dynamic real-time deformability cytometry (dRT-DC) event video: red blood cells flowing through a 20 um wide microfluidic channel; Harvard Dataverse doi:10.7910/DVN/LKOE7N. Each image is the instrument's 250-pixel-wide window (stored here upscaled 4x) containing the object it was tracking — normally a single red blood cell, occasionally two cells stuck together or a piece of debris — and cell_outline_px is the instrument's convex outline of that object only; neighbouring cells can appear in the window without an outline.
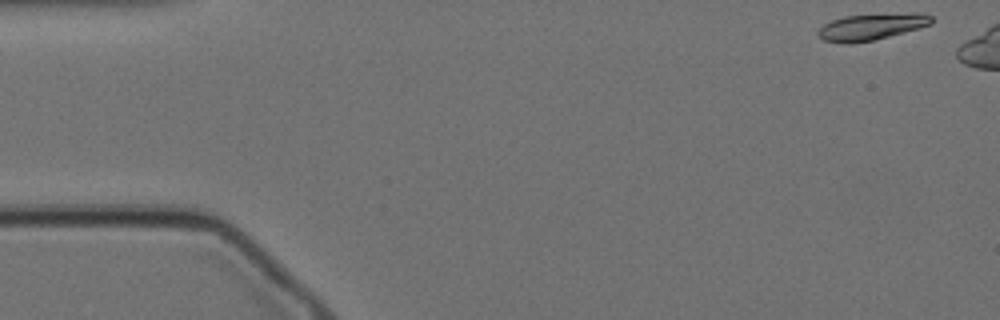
{"species": "Egyptian fruit bat (a non-hibernating species)", "species_latin": "Rousettus aegyptiacus", "temperature_condition": "cold", "stored_images_in_passage": 48, "camera_frame_rate_fps": 3000, "um_per_image_px": 0.085, "animal": {"sex": "female"}, "frame": {"image": 1, "passage_image": 1, "time_ms": 0.0, "image_size_px": [1000, 320], "cell_outline_px": [[932, 24], [920, 28], [872, 40], [848, 44], [844, 44], [824, 40], [816, 32], [824, 24], [832, 20], [844, 16], [912, 12], [924, 12], [932, 16]], "centroid_in_image_um": [74.11, 2.26], "position_along_channel_um": 10.9, "area_um2": 17.57}}
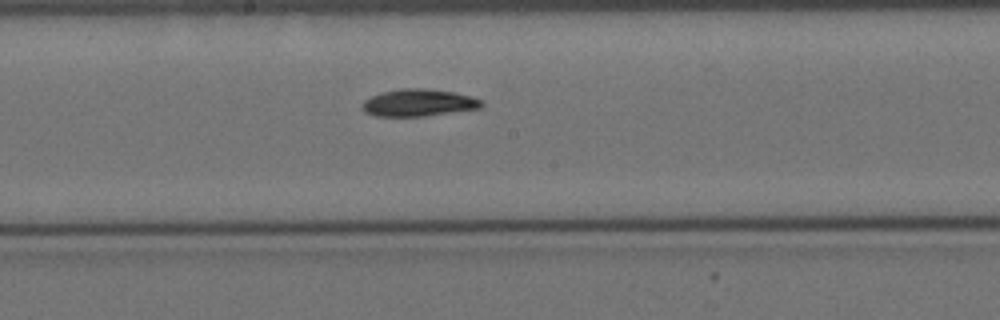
{"frame": {"image": 2, "passage_image": 28, "time_ms": 9.0, "image_size_px": [1000, 320], "cell_outline_px": [[484, 104], [480, 108], [424, 116], [376, 116], [364, 112], [360, 108], [360, 104], [364, 100], [380, 92], [400, 88], [424, 88], [456, 92], [480, 100]], "centroid_in_image_um": [35.51, 8.73], "position_along_channel_um": 212.7, "area_um2": 18.96}}
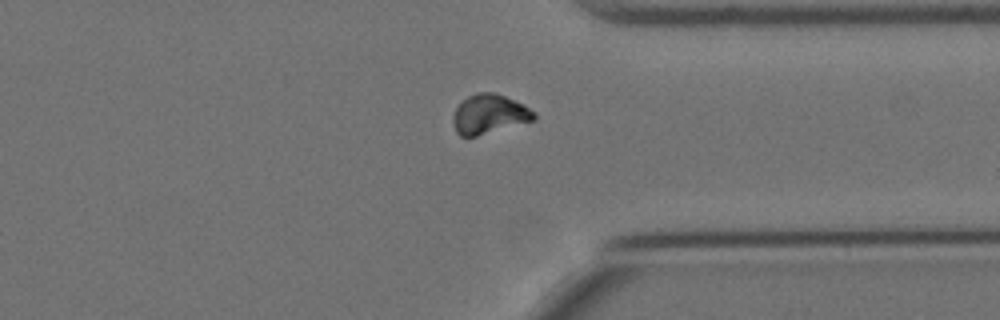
{"frame": {"image": 3, "passage_image": 42, "time_ms": 13.667, "image_size_px": [1000, 320], "cell_outline_px": [[536, 120], [476, 136], [460, 136], [456, 132], [452, 120], [452, 116], [460, 100], [476, 92], [496, 92], [536, 112]], "centroid_in_image_um": [41.55, 9.7], "position_along_channel_um": 369.8, "area_um2": 18.61}, "authors_computed_cell_mechanics": {"area_um2": 18.5827, "velocity_mm_per_s": 3.441, "shape_relaxation_time_tau1_ms": 5.0479, "shape_relaxation_time_tau2_ms": 10.6335, "deformation_change_tau1": 0.1265, "deformation_change_tau2": 0.1088}}